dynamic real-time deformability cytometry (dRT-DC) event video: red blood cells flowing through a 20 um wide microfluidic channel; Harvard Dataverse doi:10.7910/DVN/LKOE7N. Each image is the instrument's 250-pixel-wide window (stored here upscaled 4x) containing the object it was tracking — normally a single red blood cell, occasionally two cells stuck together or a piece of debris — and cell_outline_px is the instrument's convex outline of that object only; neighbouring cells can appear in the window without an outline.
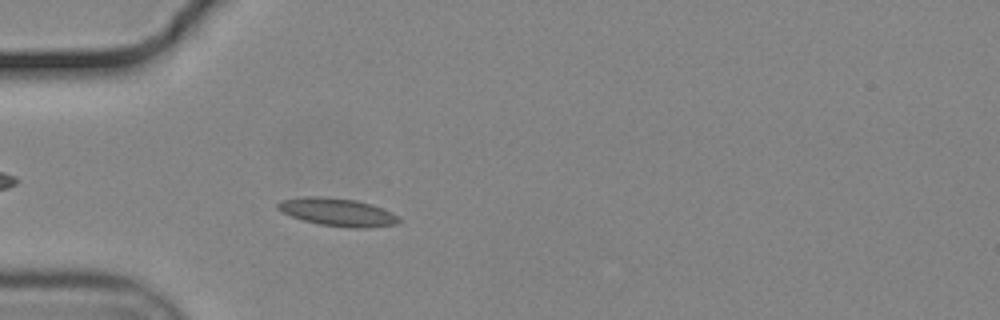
{"species": "common noctule bat (a hibernating species)", "species_latin": "Nyctalus noctula", "temperature_condition": "cold", "stored_images_in_passage": 50, "camera_frame_rate_fps": 3000, "um_per_image_px": 0.085, "animal": {"sex": "male", "body_mass_g": 19.2, "forearm_length_mm": 51.8}, "frame": {"image": 1, "passage_image": 11, "time_ms": 3.333, "image_size_px": [1000, 320], "cell_outline_px": [[404, 220], [396, 224], [368, 228], [348, 228], [320, 224], [304, 220], [292, 216], [276, 208], [276, 204], [280, 200], [308, 196], [320, 196], [356, 200], [372, 204], [392, 212], [400, 216]], "centroid_in_image_um": [28.75, 18.03], "position_along_channel_um": 56.2, "area_um2": 19.83}}
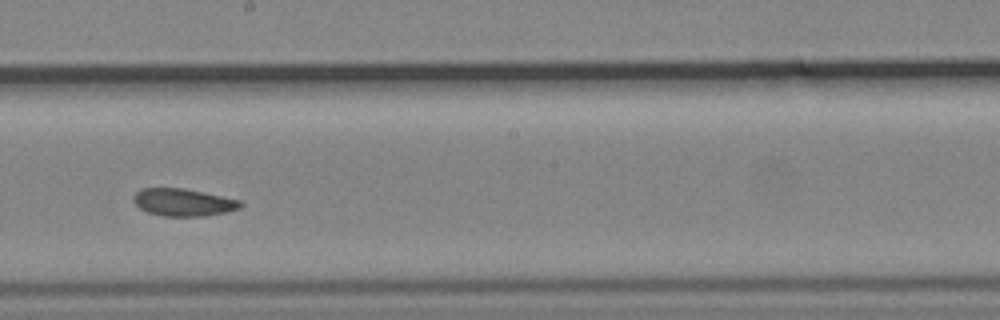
{"frame": {"image": 2, "passage_image": 26, "time_ms": 8.333, "image_size_px": [1000, 320], "cell_outline_px": [[244, 204], [240, 208], [208, 216], [160, 216], [148, 212], [140, 208], [132, 200], [132, 196], [136, 192], [144, 188], [184, 188], [240, 200]], "centroid_in_image_um": [15.56, 17.2], "position_along_channel_um": 232.6, "area_um2": 17.11}}
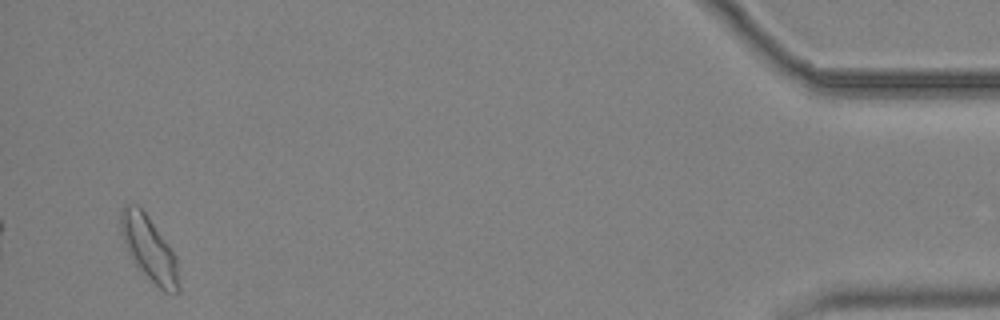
{"frame": {"image": 3, "passage_image": 48, "time_ms": 15.667, "image_size_px": [1000, 320], "cell_outline_px": [[180, 292], [164, 292], [136, 264], [120, 232], [120, 212], [124, 204], [136, 204], [144, 212], [176, 256], [180, 288]], "centroid_in_image_um": [12.68, 21.12], "position_along_channel_um": 422.5, "area_um2": 20.98}, "authors_computed_cell_mechanics": {"area_um2": 18.0047, "velocity_mm_per_s": 3.6806, "shape_relaxation_time_tau1_ms": null, "shape_relaxation_time_tau2_ms": 3.3437, "deformation_change_tau1": null, "deformation_change_tau2": 0.0825}}